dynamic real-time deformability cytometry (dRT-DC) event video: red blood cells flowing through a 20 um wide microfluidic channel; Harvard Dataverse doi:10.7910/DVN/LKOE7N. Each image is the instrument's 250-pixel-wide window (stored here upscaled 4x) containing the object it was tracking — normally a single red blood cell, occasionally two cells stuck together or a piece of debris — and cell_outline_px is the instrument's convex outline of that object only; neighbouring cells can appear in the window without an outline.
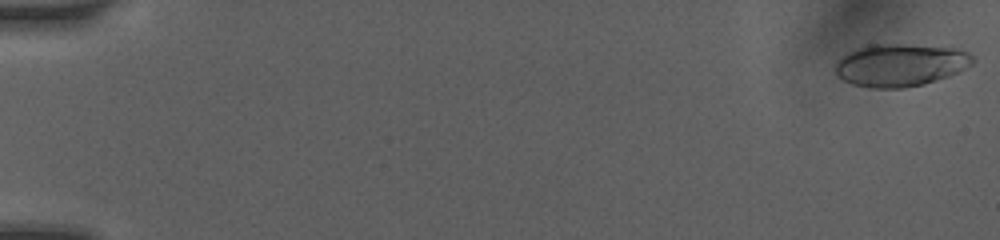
{"species": "human", "species_latin": "Homo sapiens", "temperature_condition": "room temperature", "stored_images_in_passage": 22, "camera_frame_rate_fps": 3000, "um_per_image_px": 0.085, "donor": {"sex": "female"}, "frame": {"image": 1, "passage_image": 1, "time_ms": 0.0, "image_size_px": [1000, 240], "cell_outline_px": [[976, 60], [972, 64], [960, 72], [924, 84], [904, 88], [868, 88], [852, 84], [836, 76], [832, 68], [832, 64], [836, 60], [848, 52], [856, 48], [868, 44], [904, 44], [956, 48], [968, 52], [976, 56]], "centroid_in_image_um": [76.49, 5.52], "position_along_channel_um": 8.5, "area_um2": 34.85}}
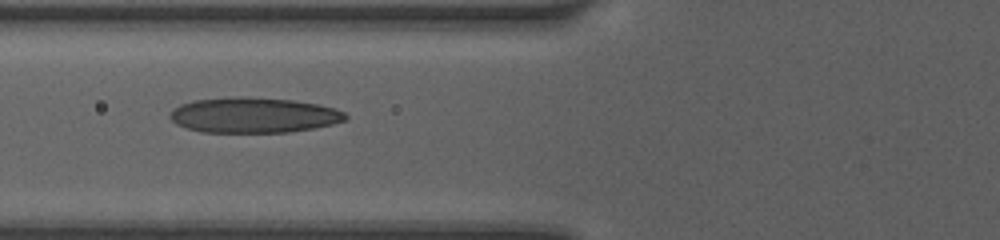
{"frame": {"image": 2, "passage_image": 18, "time_ms": 6.667, "image_size_px": [1000, 240], "cell_outline_px": [[348, 116], [344, 120], [332, 124], [312, 128], [288, 132], [200, 132], [176, 124], [168, 116], [180, 104], [192, 100], [236, 96], [248, 96], [292, 100], [316, 104], [332, 108], [344, 112]], "centroid_in_image_um": [21.52, 9.78], "position_along_channel_um": 104.3, "area_um2": 36.01}}
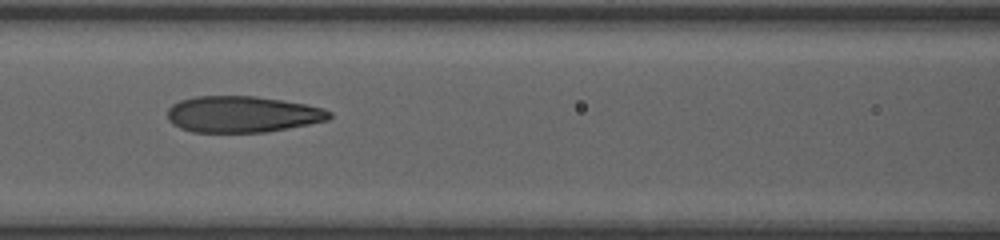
{"frame": {"image": 3, "passage_image": 20, "time_ms": 7.667, "image_size_px": [1000, 240], "cell_outline_px": [[332, 116], [328, 120], [308, 124], [264, 132], [192, 132], [180, 128], [172, 124], [168, 120], [168, 108], [172, 104], [180, 100], [192, 96], [256, 96], [304, 104], [324, 108], [332, 112]], "centroid_in_image_um": [20.57, 9.71], "position_along_channel_um": 146.0, "area_um2": 34.28}}